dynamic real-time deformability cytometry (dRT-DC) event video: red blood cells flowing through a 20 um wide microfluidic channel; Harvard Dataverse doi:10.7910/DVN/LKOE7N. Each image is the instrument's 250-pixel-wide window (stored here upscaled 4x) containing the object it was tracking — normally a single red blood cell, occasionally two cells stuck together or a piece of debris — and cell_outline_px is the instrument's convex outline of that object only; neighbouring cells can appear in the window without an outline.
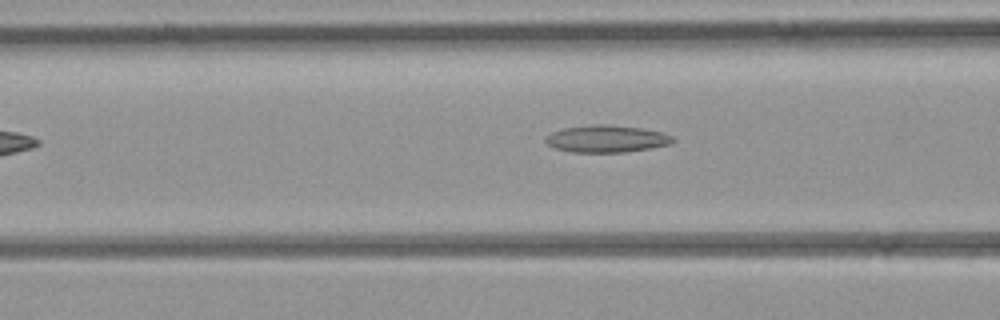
{"species": "common noctule bat (a hibernating species)", "species_latin": "Nyctalus noctula", "temperature_condition": "room temperature", "stored_images_in_passage": 3, "camera_frame_rate_fps": 3000, "um_per_image_px": 0.085, "animal": {"sex": "female", "body_mass_g": 21.9}, "frame": {"image": 1, "passage_image": 3, "time_ms": 3.333, "image_size_px": [1000, 320], "cell_outline_px": [[676, 140], [668, 144], [648, 148], [624, 152], [572, 152], [556, 148], [548, 144], [544, 140], [544, 136], [552, 132], [564, 128], [592, 124], [608, 124], [640, 128], [664, 132], [672, 136]], "centroid_in_image_um": [51.53, 11.78], "position_along_channel_um": 115.1, "area_um2": 20.06}}